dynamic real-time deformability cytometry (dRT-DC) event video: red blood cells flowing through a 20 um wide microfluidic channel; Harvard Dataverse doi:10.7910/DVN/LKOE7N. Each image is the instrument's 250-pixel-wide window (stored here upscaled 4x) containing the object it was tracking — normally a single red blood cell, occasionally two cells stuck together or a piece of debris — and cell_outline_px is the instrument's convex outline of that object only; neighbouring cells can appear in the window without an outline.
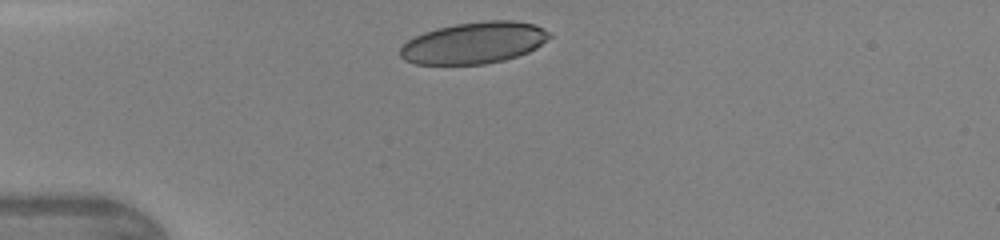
{"species": "human", "species_latin": "Homo sapiens", "temperature_condition": "warm", "stored_images_in_passage": 2, "camera_frame_rate_fps": 3000, "um_per_image_px": 0.085, "donor": {"sex": "female"}, "frame": {"image": 1, "passage_image": 1, "time_ms": 0.0, "image_size_px": [1000, 240], "cell_outline_px": [[552, 36], [536, 48], [528, 52], [504, 60], [484, 64], [416, 64], [404, 60], [400, 56], [400, 48], [408, 40], [424, 32], [436, 28], [456, 24], [484, 20], [512, 20], [536, 24], [552, 32]], "centroid_in_image_um": [40.32, 3.63], "position_along_channel_um": 44.7, "area_um2": 36.3}}